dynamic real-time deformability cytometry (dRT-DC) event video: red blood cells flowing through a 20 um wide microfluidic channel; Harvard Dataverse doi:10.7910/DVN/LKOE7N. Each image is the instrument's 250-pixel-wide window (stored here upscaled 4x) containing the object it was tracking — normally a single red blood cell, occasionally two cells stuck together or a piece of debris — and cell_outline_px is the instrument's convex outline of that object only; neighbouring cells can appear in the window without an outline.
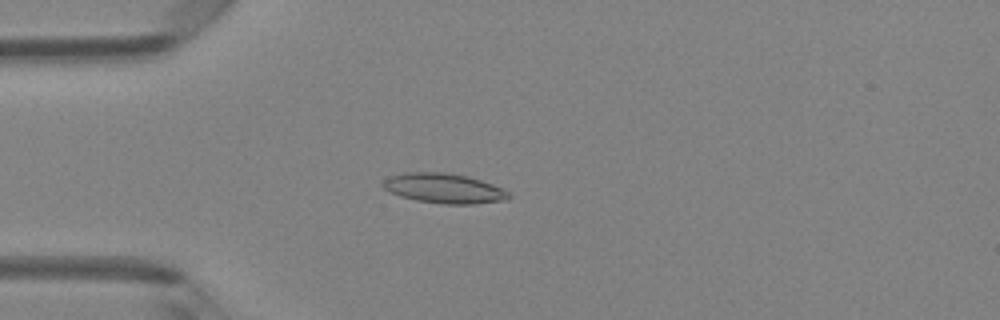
{"species": "Egyptian fruit bat (a non-hibernating species)", "species_latin": "Rousettus aegyptiacus", "temperature_condition": "room temperature", "stored_images_in_passage": 4, "camera_frame_rate_fps": 3000, "um_per_image_px": 0.085, "animal": {"sex": "female"}, "frame": {"image": 1, "passage_image": 4, "time_ms": 1.0, "image_size_px": [1000, 320], "cell_outline_px": [[512, 196], [508, 200], [476, 204], [444, 204], [416, 200], [400, 196], [384, 188], [380, 184], [388, 176], [404, 172], [448, 172], [468, 176], [504, 188]], "centroid_in_image_um": [37.76, 16.0], "position_along_channel_um": 47.2, "area_um2": 22.14}}